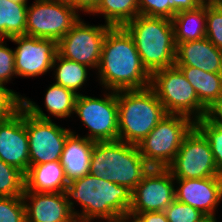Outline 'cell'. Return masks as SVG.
<instances>
[{"label": "cell", "instance_id": "cell-16", "mask_svg": "<svg viewBox=\"0 0 222 222\" xmlns=\"http://www.w3.org/2000/svg\"><path fill=\"white\" fill-rule=\"evenodd\" d=\"M175 199L200 210L206 216H215L222 201V176L200 179H175Z\"/></svg>", "mask_w": 222, "mask_h": 222}, {"label": "cell", "instance_id": "cell-5", "mask_svg": "<svg viewBox=\"0 0 222 222\" xmlns=\"http://www.w3.org/2000/svg\"><path fill=\"white\" fill-rule=\"evenodd\" d=\"M119 140L138 145L167 115L163 104L149 86L116 91Z\"/></svg>", "mask_w": 222, "mask_h": 222}, {"label": "cell", "instance_id": "cell-13", "mask_svg": "<svg viewBox=\"0 0 222 222\" xmlns=\"http://www.w3.org/2000/svg\"><path fill=\"white\" fill-rule=\"evenodd\" d=\"M175 184L167 168H150L132 191L128 214L164 211L175 200Z\"/></svg>", "mask_w": 222, "mask_h": 222}, {"label": "cell", "instance_id": "cell-27", "mask_svg": "<svg viewBox=\"0 0 222 222\" xmlns=\"http://www.w3.org/2000/svg\"><path fill=\"white\" fill-rule=\"evenodd\" d=\"M24 174L0 159V197L23 196Z\"/></svg>", "mask_w": 222, "mask_h": 222}, {"label": "cell", "instance_id": "cell-12", "mask_svg": "<svg viewBox=\"0 0 222 222\" xmlns=\"http://www.w3.org/2000/svg\"><path fill=\"white\" fill-rule=\"evenodd\" d=\"M110 25H90L82 18L57 42V54L66 59L98 69L102 45Z\"/></svg>", "mask_w": 222, "mask_h": 222}, {"label": "cell", "instance_id": "cell-8", "mask_svg": "<svg viewBox=\"0 0 222 222\" xmlns=\"http://www.w3.org/2000/svg\"><path fill=\"white\" fill-rule=\"evenodd\" d=\"M194 126L188 116L167 114L137 145L141 156L151 168H167Z\"/></svg>", "mask_w": 222, "mask_h": 222}, {"label": "cell", "instance_id": "cell-42", "mask_svg": "<svg viewBox=\"0 0 222 222\" xmlns=\"http://www.w3.org/2000/svg\"><path fill=\"white\" fill-rule=\"evenodd\" d=\"M13 2H17V3H22V4H27L28 0H11Z\"/></svg>", "mask_w": 222, "mask_h": 222}, {"label": "cell", "instance_id": "cell-10", "mask_svg": "<svg viewBox=\"0 0 222 222\" xmlns=\"http://www.w3.org/2000/svg\"><path fill=\"white\" fill-rule=\"evenodd\" d=\"M105 93L104 98L80 94L75 102L74 113L89 129L84 137L95 142L119 140L116 91Z\"/></svg>", "mask_w": 222, "mask_h": 222}, {"label": "cell", "instance_id": "cell-36", "mask_svg": "<svg viewBox=\"0 0 222 222\" xmlns=\"http://www.w3.org/2000/svg\"><path fill=\"white\" fill-rule=\"evenodd\" d=\"M135 222H168L164 211H152L139 214H128Z\"/></svg>", "mask_w": 222, "mask_h": 222}, {"label": "cell", "instance_id": "cell-21", "mask_svg": "<svg viewBox=\"0 0 222 222\" xmlns=\"http://www.w3.org/2000/svg\"><path fill=\"white\" fill-rule=\"evenodd\" d=\"M175 45L206 38V3L193 10L177 12L172 17Z\"/></svg>", "mask_w": 222, "mask_h": 222}, {"label": "cell", "instance_id": "cell-9", "mask_svg": "<svg viewBox=\"0 0 222 222\" xmlns=\"http://www.w3.org/2000/svg\"><path fill=\"white\" fill-rule=\"evenodd\" d=\"M79 15L64 0H35L27 6L26 35L58 42L79 20Z\"/></svg>", "mask_w": 222, "mask_h": 222}, {"label": "cell", "instance_id": "cell-33", "mask_svg": "<svg viewBox=\"0 0 222 222\" xmlns=\"http://www.w3.org/2000/svg\"><path fill=\"white\" fill-rule=\"evenodd\" d=\"M6 45L5 40L0 43V84L3 86L17 76L14 50Z\"/></svg>", "mask_w": 222, "mask_h": 222}, {"label": "cell", "instance_id": "cell-14", "mask_svg": "<svg viewBox=\"0 0 222 222\" xmlns=\"http://www.w3.org/2000/svg\"><path fill=\"white\" fill-rule=\"evenodd\" d=\"M17 44L14 49L16 75L38 77L52 69L57 54V42L53 39L14 36L9 39Z\"/></svg>", "mask_w": 222, "mask_h": 222}, {"label": "cell", "instance_id": "cell-18", "mask_svg": "<svg viewBox=\"0 0 222 222\" xmlns=\"http://www.w3.org/2000/svg\"><path fill=\"white\" fill-rule=\"evenodd\" d=\"M175 66H192L205 72L222 73V50L207 38L178 43Z\"/></svg>", "mask_w": 222, "mask_h": 222}, {"label": "cell", "instance_id": "cell-41", "mask_svg": "<svg viewBox=\"0 0 222 222\" xmlns=\"http://www.w3.org/2000/svg\"><path fill=\"white\" fill-rule=\"evenodd\" d=\"M116 222H135V221L130 217H122V218H119Z\"/></svg>", "mask_w": 222, "mask_h": 222}, {"label": "cell", "instance_id": "cell-15", "mask_svg": "<svg viewBox=\"0 0 222 222\" xmlns=\"http://www.w3.org/2000/svg\"><path fill=\"white\" fill-rule=\"evenodd\" d=\"M0 159L24 175L29 169L26 110L22 106L9 119L0 122Z\"/></svg>", "mask_w": 222, "mask_h": 222}, {"label": "cell", "instance_id": "cell-11", "mask_svg": "<svg viewBox=\"0 0 222 222\" xmlns=\"http://www.w3.org/2000/svg\"><path fill=\"white\" fill-rule=\"evenodd\" d=\"M174 179H200L222 176L208 140L194 126L184 137L173 162L167 167Z\"/></svg>", "mask_w": 222, "mask_h": 222}, {"label": "cell", "instance_id": "cell-23", "mask_svg": "<svg viewBox=\"0 0 222 222\" xmlns=\"http://www.w3.org/2000/svg\"><path fill=\"white\" fill-rule=\"evenodd\" d=\"M88 66L77 63L75 61L66 59L56 54L52 70H54L55 81L54 83L73 91L75 94L80 95V88L85 86L88 79Z\"/></svg>", "mask_w": 222, "mask_h": 222}, {"label": "cell", "instance_id": "cell-6", "mask_svg": "<svg viewBox=\"0 0 222 222\" xmlns=\"http://www.w3.org/2000/svg\"><path fill=\"white\" fill-rule=\"evenodd\" d=\"M22 107L26 110L29 167L60 161L66 138L72 130L52 122L42 108L31 99L23 97Z\"/></svg>", "mask_w": 222, "mask_h": 222}, {"label": "cell", "instance_id": "cell-25", "mask_svg": "<svg viewBox=\"0 0 222 222\" xmlns=\"http://www.w3.org/2000/svg\"><path fill=\"white\" fill-rule=\"evenodd\" d=\"M28 4L0 0V34L5 39L26 35Z\"/></svg>", "mask_w": 222, "mask_h": 222}, {"label": "cell", "instance_id": "cell-26", "mask_svg": "<svg viewBox=\"0 0 222 222\" xmlns=\"http://www.w3.org/2000/svg\"><path fill=\"white\" fill-rule=\"evenodd\" d=\"M77 94L56 83L48 87L44 105L49 114L58 118H68L74 114Z\"/></svg>", "mask_w": 222, "mask_h": 222}, {"label": "cell", "instance_id": "cell-4", "mask_svg": "<svg viewBox=\"0 0 222 222\" xmlns=\"http://www.w3.org/2000/svg\"><path fill=\"white\" fill-rule=\"evenodd\" d=\"M123 27L131 35L150 75L175 65L176 45L171 19L137 15Z\"/></svg>", "mask_w": 222, "mask_h": 222}, {"label": "cell", "instance_id": "cell-24", "mask_svg": "<svg viewBox=\"0 0 222 222\" xmlns=\"http://www.w3.org/2000/svg\"><path fill=\"white\" fill-rule=\"evenodd\" d=\"M93 14L104 15L111 27L124 26L139 15V0H99Z\"/></svg>", "mask_w": 222, "mask_h": 222}, {"label": "cell", "instance_id": "cell-7", "mask_svg": "<svg viewBox=\"0 0 222 222\" xmlns=\"http://www.w3.org/2000/svg\"><path fill=\"white\" fill-rule=\"evenodd\" d=\"M150 87L167 114L185 115L195 122L208 113V109L199 101L193 86L175 65L154 72L151 75Z\"/></svg>", "mask_w": 222, "mask_h": 222}, {"label": "cell", "instance_id": "cell-3", "mask_svg": "<svg viewBox=\"0 0 222 222\" xmlns=\"http://www.w3.org/2000/svg\"><path fill=\"white\" fill-rule=\"evenodd\" d=\"M135 144L114 141L94 143L90 161V174L104 178L133 191L150 170Z\"/></svg>", "mask_w": 222, "mask_h": 222}, {"label": "cell", "instance_id": "cell-17", "mask_svg": "<svg viewBox=\"0 0 222 222\" xmlns=\"http://www.w3.org/2000/svg\"><path fill=\"white\" fill-rule=\"evenodd\" d=\"M23 201L26 222H77L64 192L24 191Z\"/></svg>", "mask_w": 222, "mask_h": 222}, {"label": "cell", "instance_id": "cell-19", "mask_svg": "<svg viewBox=\"0 0 222 222\" xmlns=\"http://www.w3.org/2000/svg\"><path fill=\"white\" fill-rule=\"evenodd\" d=\"M95 141L72 131L66 138L60 163L68 183L90 174V161Z\"/></svg>", "mask_w": 222, "mask_h": 222}, {"label": "cell", "instance_id": "cell-2", "mask_svg": "<svg viewBox=\"0 0 222 222\" xmlns=\"http://www.w3.org/2000/svg\"><path fill=\"white\" fill-rule=\"evenodd\" d=\"M97 71L98 80L106 91L143 89L151 83V75L144 68L134 41L123 26L108 29Z\"/></svg>", "mask_w": 222, "mask_h": 222}, {"label": "cell", "instance_id": "cell-22", "mask_svg": "<svg viewBox=\"0 0 222 222\" xmlns=\"http://www.w3.org/2000/svg\"><path fill=\"white\" fill-rule=\"evenodd\" d=\"M178 68L193 86L199 101L209 110L222 96V73L205 72L192 66Z\"/></svg>", "mask_w": 222, "mask_h": 222}, {"label": "cell", "instance_id": "cell-40", "mask_svg": "<svg viewBox=\"0 0 222 222\" xmlns=\"http://www.w3.org/2000/svg\"><path fill=\"white\" fill-rule=\"evenodd\" d=\"M207 4L222 5V0H203Z\"/></svg>", "mask_w": 222, "mask_h": 222}, {"label": "cell", "instance_id": "cell-20", "mask_svg": "<svg viewBox=\"0 0 222 222\" xmlns=\"http://www.w3.org/2000/svg\"><path fill=\"white\" fill-rule=\"evenodd\" d=\"M24 178V191L64 192L65 187L69 184L60 161L32 165Z\"/></svg>", "mask_w": 222, "mask_h": 222}, {"label": "cell", "instance_id": "cell-1", "mask_svg": "<svg viewBox=\"0 0 222 222\" xmlns=\"http://www.w3.org/2000/svg\"><path fill=\"white\" fill-rule=\"evenodd\" d=\"M64 194L77 222H93L96 218L116 222L119 218L128 217L132 204V191L126 186L92 174L71 181ZM76 202L82 208L80 212L74 208Z\"/></svg>", "mask_w": 222, "mask_h": 222}, {"label": "cell", "instance_id": "cell-34", "mask_svg": "<svg viewBox=\"0 0 222 222\" xmlns=\"http://www.w3.org/2000/svg\"><path fill=\"white\" fill-rule=\"evenodd\" d=\"M139 15L167 18V0H139Z\"/></svg>", "mask_w": 222, "mask_h": 222}, {"label": "cell", "instance_id": "cell-32", "mask_svg": "<svg viewBox=\"0 0 222 222\" xmlns=\"http://www.w3.org/2000/svg\"><path fill=\"white\" fill-rule=\"evenodd\" d=\"M23 97L0 84V122L9 119L22 106Z\"/></svg>", "mask_w": 222, "mask_h": 222}, {"label": "cell", "instance_id": "cell-35", "mask_svg": "<svg viewBox=\"0 0 222 222\" xmlns=\"http://www.w3.org/2000/svg\"><path fill=\"white\" fill-rule=\"evenodd\" d=\"M203 2V0H167V18L172 19L179 11L193 10Z\"/></svg>", "mask_w": 222, "mask_h": 222}, {"label": "cell", "instance_id": "cell-39", "mask_svg": "<svg viewBox=\"0 0 222 222\" xmlns=\"http://www.w3.org/2000/svg\"><path fill=\"white\" fill-rule=\"evenodd\" d=\"M199 222H219L216 219V216H205Z\"/></svg>", "mask_w": 222, "mask_h": 222}, {"label": "cell", "instance_id": "cell-43", "mask_svg": "<svg viewBox=\"0 0 222 222\" xmlns=\"http://www.w3.org/2000/svg\"><path fill=\"white\" fill-rule=\"evenodd\" d=\"M4 37L0 34V43L4 41Z\"/></svg>", "mask_w": 222, "mask_h": 222}, {"label": "cell", "instance_id": "cell-37", "mask_svg": "<svg viewBox=\"0 0 222 222\" xmlns=\"http://www.w3.org/2000/svg\"><path fill=\"white\" fill-rule=\"evenodd\" d=\"M69 6L77 12L83 11L90 14L95 10L99 0H64Z\"/></svg>", "mask_w": 222, "mask_h": 222}, {"label": "cell", "instance_id": "cell-38", "mask_svg": "<svg viewBox=\"0 0 222 222\" xmlns=\"http://www.w3.org/2000/svg\"><path fill=\"white\" fill-rule=\"evenodd\" d=\"M207 116L213 122L222 124V96L208 110Z\"/></svg>", "mask_w": 222, "mask_h": 222}, {"label": "cell", "instance_id": "cell-29", "mask_svg": "<svg viewBox=\"0 0 222 222\" xmlns=\"http://www.w3.org/2000/svg\"><path fill=\"white\" fill-rule=\"evenodd\" d=\"M206 38L222 50V5L206 3Z\"/></svg>", "mask_w": 222, "mask_h": 222}, {"label": "cell", "instance_id": "cell-28", "mask_svg": "<svg viewBox=\"0 0 222 222\" xmlns=\"http://www.w3.org/2000/svg\"><path fill=\"white\" fill-rule=\"evenodd\" d=\"M195 127L208 140L217 169L222 174V124L213 122L206 115L195 121Z\"/></svg>", "mask_w": 222, "mask_h": 222}, {"label": "cell", "instance_id": "cell-30", "mask_svg": "<svg viewBox=\"0 0 222 222\" xmlns=\"http://www.w3.org/2000/svg\"><path fill=\"white\" fill-rule=\"evenodd\" d=\"M0 222H26L23 196L0 197Z\"/></svg>", "mask_w": 222, "mask_h": 222}, {"label": "cell", "instance_id": "cell-31", "mask_svg": "<svg viewBox=\"0 0 222 222\" xmlns=\"http://www.w3.org/2000/svg\"><path fill=\"white\" fill-rule=\"evenodd\" d=\"M164 212L168 222H199L206 216L200 210L176 199L165 208Z\"/></svg>", "mask_w": 222, "mask_h": 222}]
</instances>
